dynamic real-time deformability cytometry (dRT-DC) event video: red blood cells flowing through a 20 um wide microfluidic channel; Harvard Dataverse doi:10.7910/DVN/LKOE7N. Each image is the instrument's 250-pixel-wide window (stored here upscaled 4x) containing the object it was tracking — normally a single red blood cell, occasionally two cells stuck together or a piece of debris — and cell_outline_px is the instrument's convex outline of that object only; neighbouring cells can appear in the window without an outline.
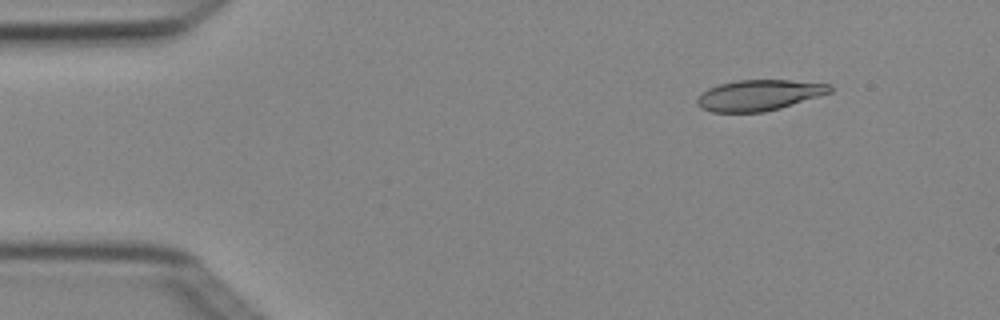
{"species": "Egyptian fruit bat (a non-hibernating species)", "species_latin": "Rousettus aegyptiacus", "temperature_condition": "cold", "stored_images_in_passage": 5, "camera_frame_rate_fps": 3000, "um_per_image_px": 0.085, "animal": {"sex": "female"}, "frame": {"image": 1, "passage_image": 2, "time_ms": 0.333, "image_size_px": [1000, 320], "cell_outline_px": [[832, 92], [780, 108], [764, 112], [712, 112], [700, 108], [696, 104], [696, 100], [708, 88], [720, 84], [736, 80], [788, 80], [832, 84]], "centroid_in_image_um": [64.52, 8.09], "position_along_channel_um": 20.5, "area_um2": 23.76}}
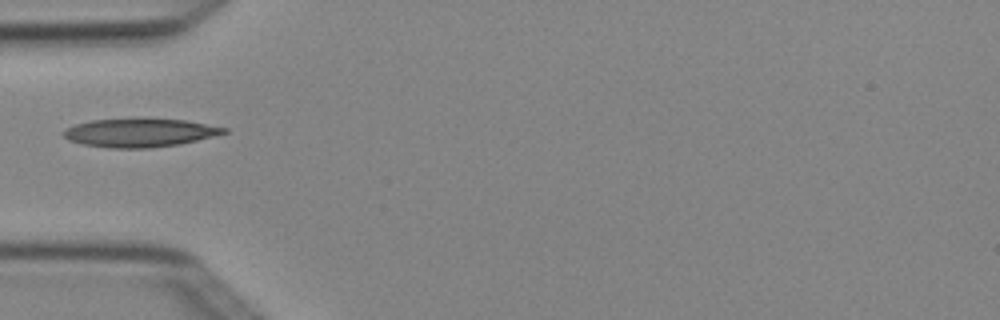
{"frame": {"image": 2, "passage_image": 5, "time_ms": 1.333, "image_size_px": [1000, 320], "cell_outline_px": [[228, 132], [180, 144], [148, 148], [108, 148], [84, 144], [68, 140], [60, 132], [64, 128], [76, 124], [92, 120], [184, 120], [228, 128]], "centroid_in_image_um": [11.83, 11.3], "position_along_channel_um": 73.2, "area_um2": 26.01}}